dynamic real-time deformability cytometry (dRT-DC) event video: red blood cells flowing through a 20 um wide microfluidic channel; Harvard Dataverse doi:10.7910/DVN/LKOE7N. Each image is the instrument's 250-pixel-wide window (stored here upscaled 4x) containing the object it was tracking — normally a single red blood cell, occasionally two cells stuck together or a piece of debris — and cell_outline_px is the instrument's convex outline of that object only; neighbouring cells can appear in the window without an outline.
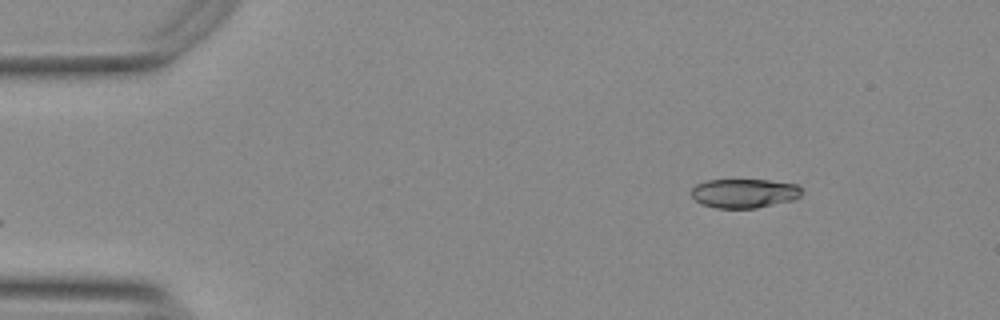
{"species": "Egyptian fruit bat (a non-hibernating species)", "species_latin": "Rousettus aegyptiacus", "temperature_condition": "warm", "stored_images_in_passage": 48, "camera_frame_rate_fps": 3000, "um_per_image_px": 0.085, "animal": {"sex": "female"}, "frame": {"image": 1, "passage_image": 1, "time_ms": 0.0, "image_size_px": [1000, 320], "cell_outline_px": [[804, 192], [796, 200], [756, 208], [716, 208], [704, 204], [696, 200], [692, 196], [692, 188], [696, 184], [708, 180], [768, 180], [796, 184], [804, 188]], "centroid_in_image_um": [63.34, 16.43], "position_along_channel_um": 21.7, "area_um2": 18.9}}
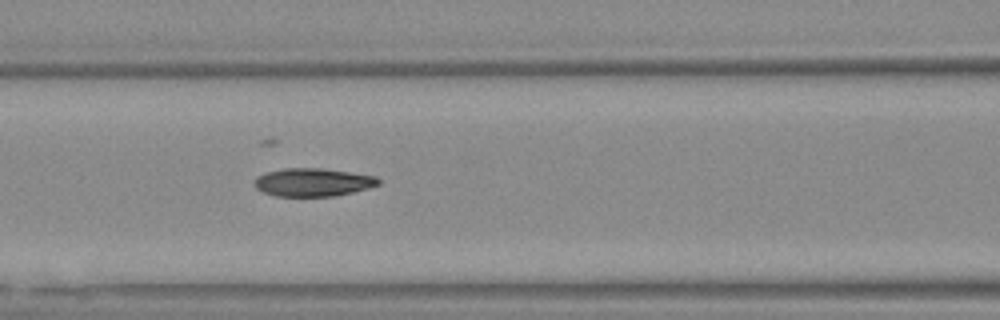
{"frame": {"image": 2, "passage_image": 17, "time_ms": 5.333, "image_size_px": [1000, 320], "cell_outline_px": [[380, 184], [368, 188], [352, 192], [332, 196], [276, 196], [264, 192], [256, 188], [252, 184], [256, 176], [268, 172], [284, 168], [324, 168], [376, 176], [380, 180]], "centroid_in_image_um": [26.58, 15.48], "position_along_channel_um": 140.0, "area_um2": 20.35}}
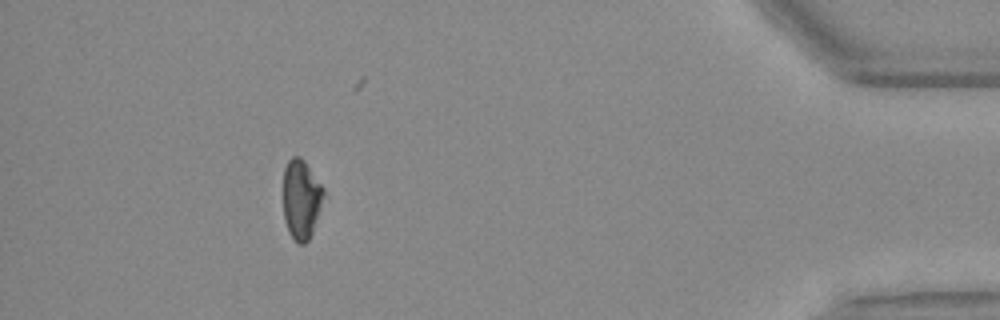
{"frame": {"image": 3, "passage_image": 43, "time_ms": 14.0, "image_size_px": [1000, 320], "cell_outline_px": [[328, 196], [312, 232], [308, 240], [304, 244], [300, 244], [288, 232], [284, 220], [284, 168], [288, 160], [292, 156], [300, 156], [304, 160], [324, 188]], "centroid_in_image_um": [25.66, 16.92], "position_along_channel_um": 409.5, "area_um2": 19.19}, "authors_computed_cell_mechanics": {"area_um2": 20.1433, "velocity_mm_per_s": 3.7629, "shape_relaxation_time_tau1_ms": 4.6082, "shape_relaxation_time_tau2_ms": 5.1412, "deformation_change_tau1": 0.1685, "deformation_change_tau2": 0.1284}}